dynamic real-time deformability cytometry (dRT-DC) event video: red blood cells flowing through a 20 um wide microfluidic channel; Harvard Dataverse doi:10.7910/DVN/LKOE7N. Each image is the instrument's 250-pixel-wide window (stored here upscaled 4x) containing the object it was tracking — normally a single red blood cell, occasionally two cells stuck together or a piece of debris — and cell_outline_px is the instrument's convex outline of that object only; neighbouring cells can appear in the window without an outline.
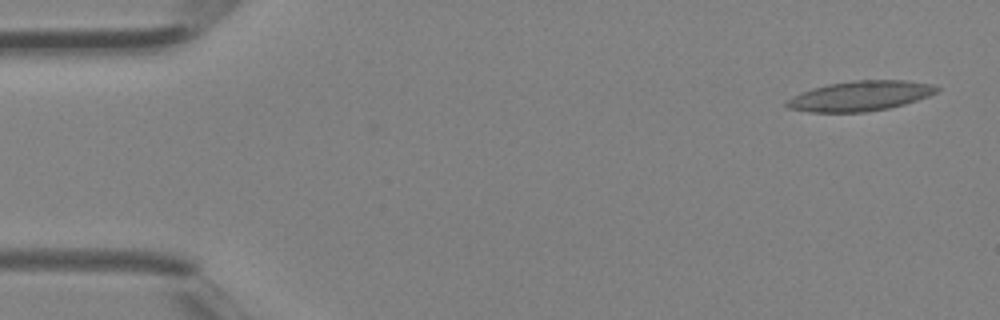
{"species": "Egyptian fruit bat (a non-hibernating species)", "species_latin": "Rousettus aegyptiacus", "temperature_condition": "room temperature", "stored_images_in_passage": 4, "camera_frame_rate_fps": 3000, "um_per_image_px": 0.085, "animal": {"sex": "female"}, "frame": {"image": 1, "passage_image": 1, "time_ms": 0.0, "image_size_px": [1000, 320], "cell_outline_px": [[940, 88], [936, 92], [928, 96], [904, 104], [888, 108], [864, 112], [808, 112], [788, 108], [784, 104], [784, 100], [792, 96], [812, 88], [828, 84], [852, 80], [904, 80], [932, 84]], "centroid_in_image_um": [73.07, 8.15], "position_along_channel_um": 11.9, "area_um2": 26.24}}
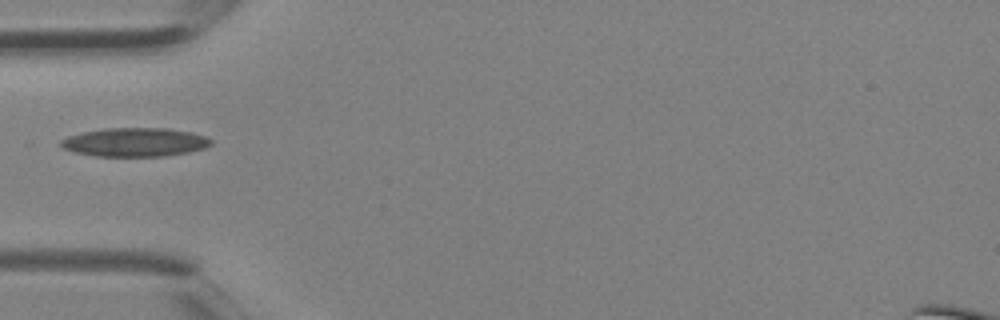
{"frame": {"image": 2, "passage_image": 4, "time_ms": 1.0, "image_size_px": [1000, 320], "cell_outline_px": [[212, 144], [204, 148], [188, 152], [164, 156], [96, 156], [76, 152], [64, 148], [60, 144], [60, 140], [68, 136], [84, 132], [104, 128], [168, 128], [192, 132], [204, 136], [212, 140]], "centroid_in_image_um": [11.49, 12.08], "position_along_channel_um": 73.5, "area_um2": 25.03}}